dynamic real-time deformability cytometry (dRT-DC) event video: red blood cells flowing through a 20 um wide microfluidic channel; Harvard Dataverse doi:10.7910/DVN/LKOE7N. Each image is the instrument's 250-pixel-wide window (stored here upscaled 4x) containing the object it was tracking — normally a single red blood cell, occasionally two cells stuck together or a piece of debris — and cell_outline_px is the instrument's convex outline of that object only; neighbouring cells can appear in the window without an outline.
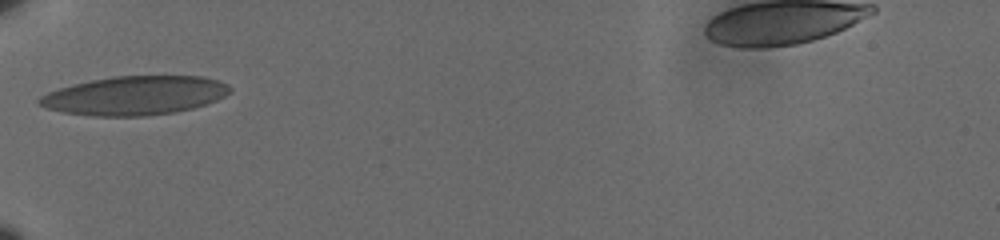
{"species": "human", "species_latin": "Homo sapiens", "temperature_condition": "cold", "stored_images_in_passage": 34, "camera_frame_rate_fps": 3000, "um_per_image_px": 0.085, "donor": {"sex": "male"}, "frame": {"image": 1, "passage_image": 1, "time_ms": 0.0, "image_size_px": [1000, 240], "cell_outline_px": [[232, 92], [216, 100], [192, 108], [176, 112], [144, 116], [92, 116], [64, 112], [48, 108], [40, 104], [36, 100], [40, 96], [48, 92], [72, 84], [112, 76], [200, 76], [216, 80], [228, 84], [232, 88]], "centroid_in_image_um": [11.47, 8.12], "position_along_channel_um": 73.5, "area_um2": 43.06}}
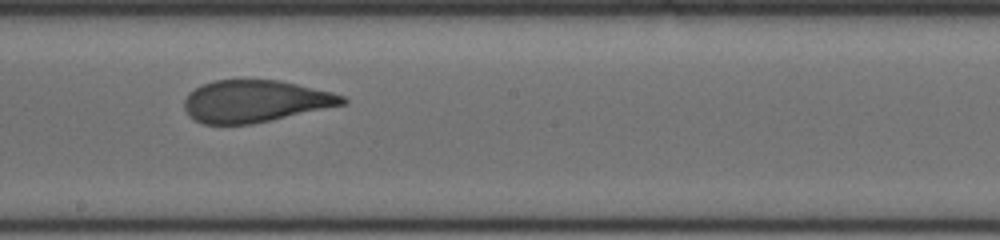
{"frame": {"image": 2, "passage_image": 14, "time_ms": 4.333, "image_size_px": [1000, 240], "cell_outline_px": [[348, 100], [344, 104], [252, 124], [204, 124], [188, 116], [184, 108], [184, 100], [188, 92], [212, 80], [280, 80], [332, 92], [344, 96]], "centroid_in_image_um": [21.65, 8.6], "position_along_channel_um": 226.5, "area_um2": 38.55}}
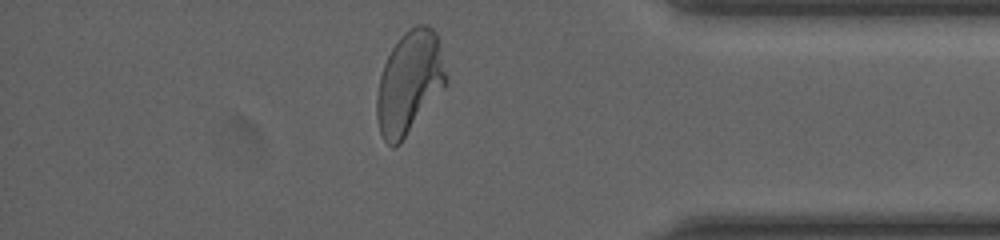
{"frame": {"image": 3, "passage_image": 30, "time_ms": 9.667, "image_size_px": [1000, 240], "cell_outline_px": [[448, 80], [400, 144], [392, 148], [384, 140], [380, 132], [376, 116], [376, 96], [380, 76], [384, 64], [392, 48], [400, 36], [404, 32], [416, 24], [428, 24], [436, 32]], "centroid_in_image_um": [34.77, 7.0], "position_along_channel_um": 400.4, "area_um2": 40.98}, "authors_computed_cell_mechanics": {"area_um2": 39.6797, "velocity_mm_per_s": 3.5923, "shape_relaxation_time_tau1_ms": 4.1431, "shape_relaxation_time_tau2_ms": 0.8378, "deformation_change_tau1": 0.1595, "deformation_change_tau2": 0.0738}}